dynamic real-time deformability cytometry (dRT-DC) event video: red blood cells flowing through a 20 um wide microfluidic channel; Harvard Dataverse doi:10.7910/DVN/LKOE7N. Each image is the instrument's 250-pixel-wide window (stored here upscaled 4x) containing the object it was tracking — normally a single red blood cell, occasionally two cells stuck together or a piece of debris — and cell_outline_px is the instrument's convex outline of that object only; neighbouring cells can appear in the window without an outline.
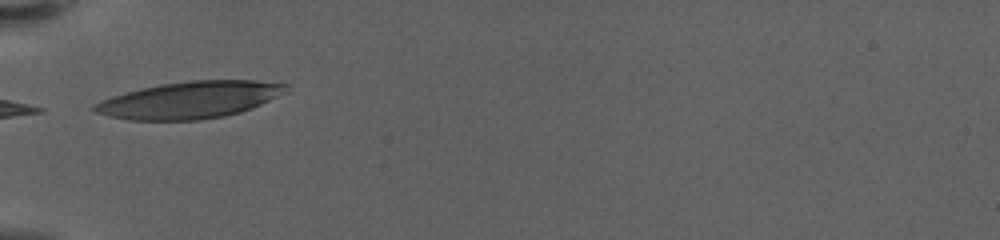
{"species": "human", "species_latin": "Homo sapiens", "temperature_condition": "warm", "stored_images_in_passage": 4, "camera_frame_rate_fps": 3000, "um_per_image_px": 0.085, "donor": {"sex": "female"}, "frame": {"image": 1, "passage_image": 1, "time_ms": 0.0, "image_size_px": [1000, 240], "cell_outline_px": [[288, 92], [252, 108], [240, 112], [224, 116], [200, 120], [128, 120], [108, 116], [96, 112], [92, 108], [92, 104], [100, 100], [112, 96], [140, 88], [160, 84], [188, 80], [256, 80], [288, 84]], "centroid_in_image_um": [16.14, 8.49], "position_along_channel_um": 68.9, "area_um2": 41.44}}
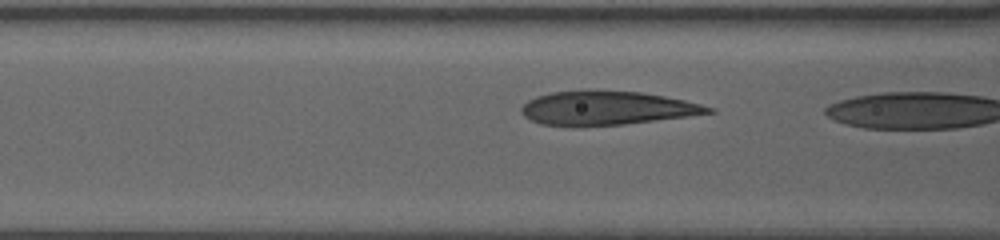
{"frame": {"image": 2, "passage_image": 3, "time_ms": 0.667, "image_size_px": [1000, 240], "cell_outline_px": [[716, 112], [624, 124], [540, 124], [524, 116], [520, 112], [520, 108], [528, 100], [536, 96], [552, 92], [640, 92], [664, 96], [684, 100], [716, 108]], "centroid_in_image_um": [51.61, 9.18], "position_along_channel_um": 115.0, "area_um2": 35.32}}